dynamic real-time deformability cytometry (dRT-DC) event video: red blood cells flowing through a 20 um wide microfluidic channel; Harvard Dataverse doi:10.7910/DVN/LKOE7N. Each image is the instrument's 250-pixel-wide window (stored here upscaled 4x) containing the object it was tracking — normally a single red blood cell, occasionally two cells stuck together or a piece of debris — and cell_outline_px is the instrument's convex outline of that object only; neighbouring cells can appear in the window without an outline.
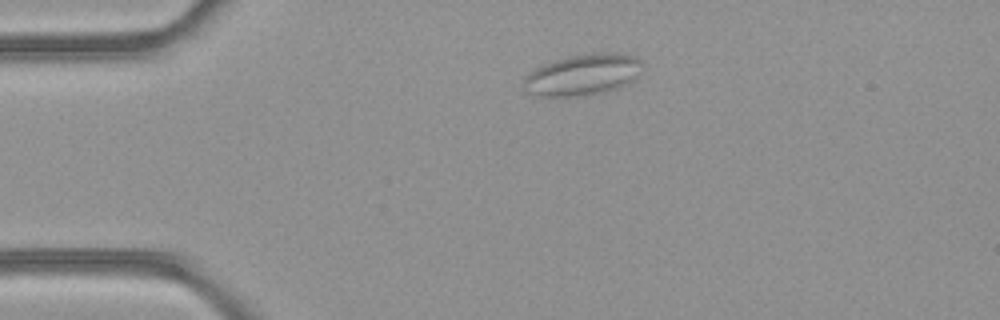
{"species": "common noctule bat (a hibernating species)", "species_latin": "Nyctalus noctula", "temperature_condition": "room temperature", "stored_images_in_passage": 2, "camera_frame_rate_fps": 3000, "um_per_image_px": 0.085, "animal": {"sex": "female", "body_mass_g": 21.9}, "frame": {"image": 1, "passage_image": 2, "time_ms": 0.333, "image_size_px": [1000, 320], "cell_outline_px": [[644, 64], [640, 72], [628, 84], [604, 92], [588, 96], [540, 96], [524, 92], [520, 84], [524, 76], [528, 72], [544, 64], [568, 56], [596, 52], [612, 52], [632, 56], [644, 60]], "centroid_in_image_um": [49.5, 6.36], "position_along_channel_um": 35.5, "area_um2": 29.07}}